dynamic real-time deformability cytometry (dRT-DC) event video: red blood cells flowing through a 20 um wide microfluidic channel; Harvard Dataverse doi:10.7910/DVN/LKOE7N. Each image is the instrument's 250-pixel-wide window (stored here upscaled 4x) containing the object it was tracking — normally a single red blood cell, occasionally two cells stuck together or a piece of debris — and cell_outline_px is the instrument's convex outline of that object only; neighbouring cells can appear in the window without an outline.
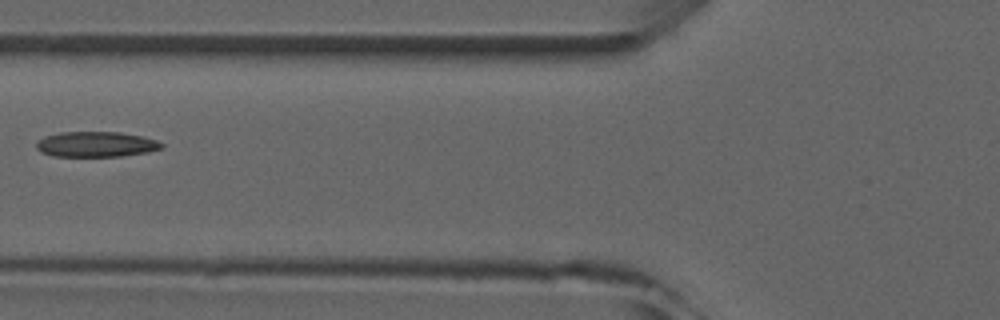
{"species": "common noctule bat (a hibernating species)", "species_latin": "Nyctalus noctula", "temperature_condition": "room temperature", "stored_images_in_passage": 7, "camera_frame_rate_fps": 3000, "um_per_image_px": 0.085, "animal": {"sex": "male", "forearm_length_mm": 52.5}, "frame": {"image": 1, "passage_image": 6, "time_ms": 6.0, "image_size_px": [1000, 320], "cell_outline_px": [[164, 148], [148, 152], [120, 156], [52, 156], [40, 152], [36, 148], [36, 140], [44, 136], [60, 132], [120, 132], [140, 136], [156, 140], [164, 144]], "centroid_in_image_um": [8.13, 12.26], "position_along_channel_um": 117.7, "area_um2": 18.61}}
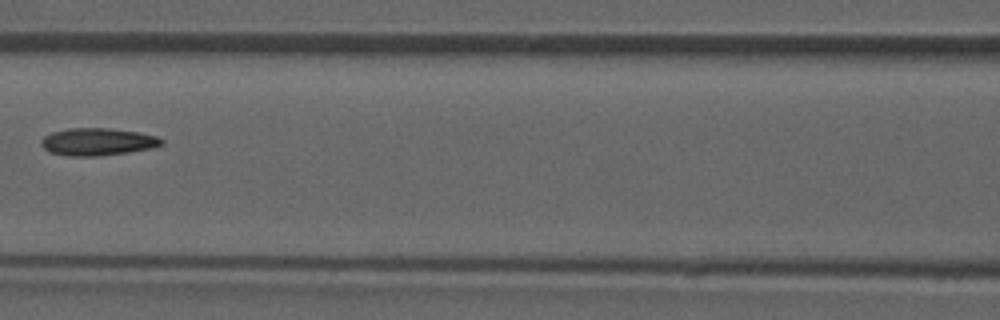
{"frame": {"image": 2, "passage_image": 7, "time_ms": 7.0, "image_size_px": [1000, 320], "cell_outline_px": [[164, 144], [152, 148], [128, 152], [96, 156], [68, 156], [48, 152], [40, 144], [40, 140], [44, 136], [52, 132], [68, 128], [108, 128], [136, 132], [156, 136], [164, 140]], "centroid_in_image_um": [8.26, 12.05], "position_along_channel_um": 158.3, "area_um2": 19.25}}